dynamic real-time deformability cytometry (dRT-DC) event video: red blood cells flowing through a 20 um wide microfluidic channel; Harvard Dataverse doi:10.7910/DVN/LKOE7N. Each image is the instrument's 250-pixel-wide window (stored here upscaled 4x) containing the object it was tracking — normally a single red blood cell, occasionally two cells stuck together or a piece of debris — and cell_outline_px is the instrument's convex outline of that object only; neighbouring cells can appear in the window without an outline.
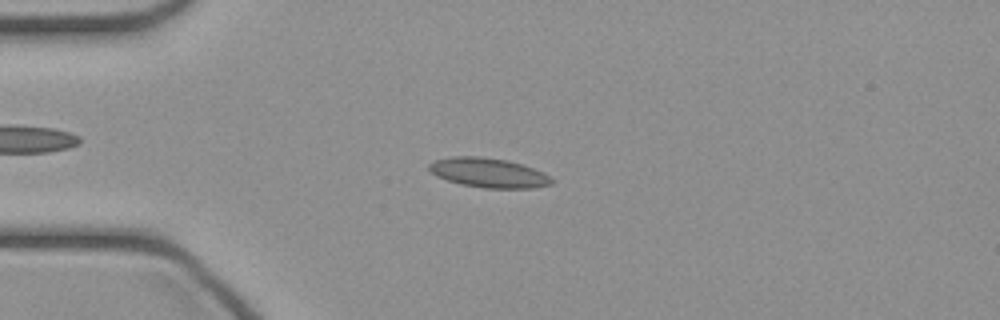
{"species": "common noctule bat (a hibernating species)", "species_latin": "Nyctalus noctula", "temperature_condition": "cold", "stored_images_in_passage": 46, "camera_frame_rate_fps": 3000, "um_per_image_px": 0.085, "animal": {"sex": "female", "body_mass_g": 21.9}, "frame": {"image": 1, "passage_image": 11, "time_ms": 3.333, "image_size_px": [1000, 320], "cell_outline_px": [[556, 180], [552, 184], [532, 188], [484, 188], [460, 184], [436, 176], [428, 168], [428, 164], [432, 160], [452, 156], [480, 156], [508, 160], [544, 172]], "centroid_in_image_um": [41.52, 14.68], "position_along_channel_um": 43.5, "area_um2": 21.27}}
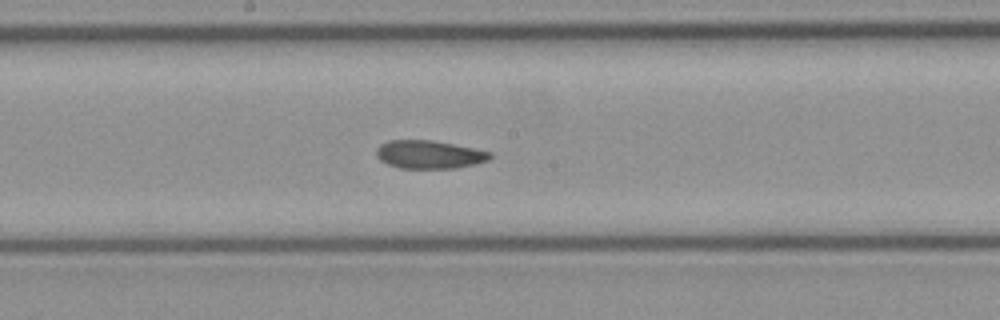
{"frame": {"image": 2, "passage_image": 24, "time_ms": 7.667, "image_size_px": [1000, 320], "cell_outline_px": [[492, 156], [488, 160], [476, 164], [456, 168], [400, 168], [388, 164], [380, 160], [376, 156], [376, 148], [380, 144], [388, 140], [432, 140], [492, 152]], "centroid_in_image_um": [36.46, 13.13], "position_along_channel_um": 211.7, "area_um2": 18.67}}
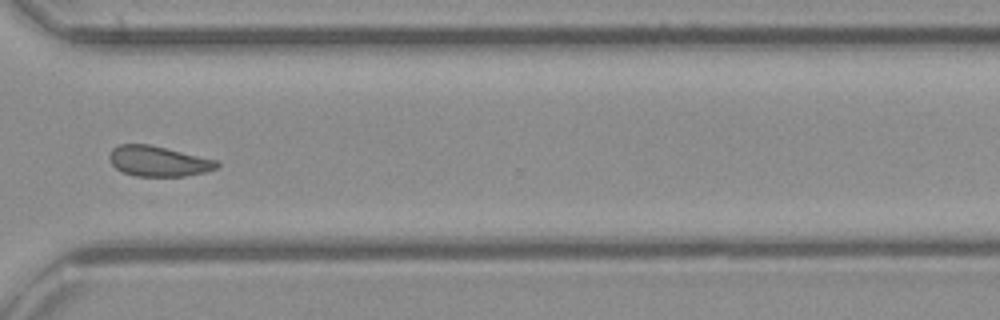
{"frame": {"image": 3, "passage_image": 34, "time_ms": 11.0, "image_size_px": [1000, 320], "cell_outline_px": [[220, 164], [216, 168], [208, 172], [184, 176], [136, 176], [124, 172], [116, 168], [112, 164], [108, 156], [112, 148], [120, 144], [148, 144], [216, 160]], "centroid_in_image_um": [13.45, 13.71], "position_along_channel_um": 357.2, "area_um2": 18.84}}